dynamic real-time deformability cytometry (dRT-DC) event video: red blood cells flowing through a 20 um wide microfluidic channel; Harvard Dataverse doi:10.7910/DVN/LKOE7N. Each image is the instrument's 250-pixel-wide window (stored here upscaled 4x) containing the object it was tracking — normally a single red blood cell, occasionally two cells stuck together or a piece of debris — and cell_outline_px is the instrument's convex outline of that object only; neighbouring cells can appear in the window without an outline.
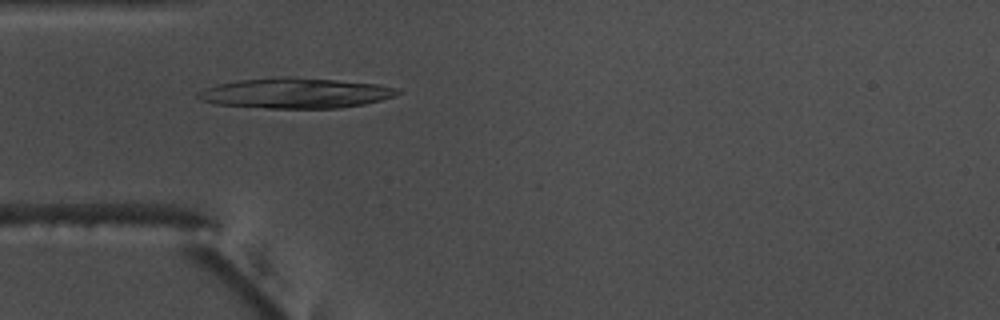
{"species": "common noctule bat (a hibernating species)", "species_latin": "Nyctalus noctula", "temperature_condition": "warm", "stored_images_in_passage": 54, "camera_frame_rate_fps": 3000, "um_per_image_px": 0.085, "animal": {"sex": "male", "body_mass_g": 17.5, "forearm_length_mm": 52.3}, "frame": {"image": 1, "passage_image": 16, "time_ms": 5.0, "image_size_px": [1000, 320], "cell_outline_px": [[400, 92], [392, 96], [380, 100], [364, 104], [340, 108], [268, 108], [216, 104], [200, 100], [196, 96], [196, 92], [204, 88], [220, 84], [240, 80], [284, 76], [292, 76], [336, 80], [376, 84], [396, 88]], "centroid_in_image_um": [25.07, 7.91], "position_along_channel_um": 59.9, "area_um2": 35.03}}
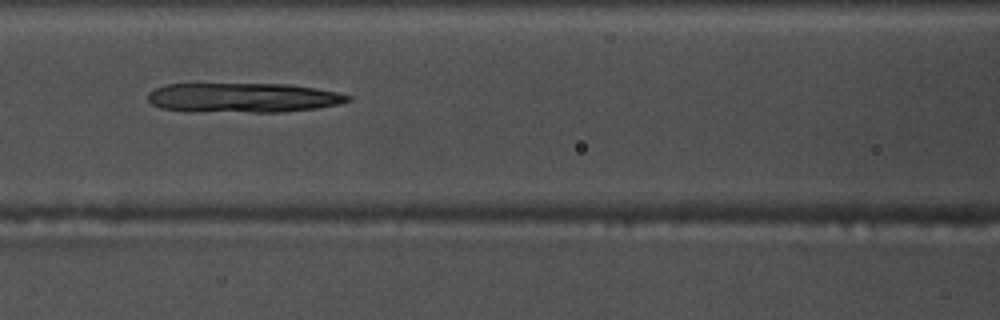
{"frame": {"image": 2, "passage_image": 23, "time_ms": 7.333, "image_size_px": [1000, 320], "cell_outline_px": [[352, 100], [340, 104], [316, 108], [280, 112], [252, 112], [160, 108], [152, 104], [148, 100], [148, 92], [156, 88], [168, 84], [292, 84], [336, 92], [352, 96]], "centroid_in_image_um": [20.74, 8.28], "position_along_channel_um": 145.9, "area_um2": 33.93}}